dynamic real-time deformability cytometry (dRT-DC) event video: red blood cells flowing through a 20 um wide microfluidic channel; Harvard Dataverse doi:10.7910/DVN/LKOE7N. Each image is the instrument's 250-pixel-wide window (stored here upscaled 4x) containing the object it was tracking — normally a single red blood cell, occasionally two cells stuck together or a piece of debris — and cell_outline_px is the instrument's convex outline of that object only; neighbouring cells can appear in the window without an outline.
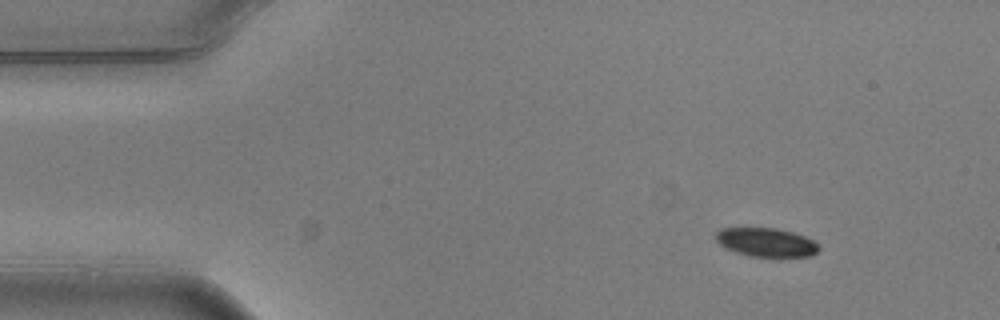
{"species": "common noctule bat (a hibernating species)", "species_latin": "Nyctalus noctula", "temperature_condition": "warm", "stored_images_in_passage": 6, "camera_frame_rate_fps": 3000, "um_per_image_px": 0.085, "animal": {"sex": "male", "body_mass_g": 20.5, "forearm_length_mm": 52.5}, "frame": {"image": 1, "passage_image": 1, "time_ms": 0.0, "image_size_px": [1000, 320], "cell_outline_px": [[820, 248], [812, 256], [752, 256], [736, 252], [724, 248], [716, 240], [716, 232], [720, 228], [776, 228], [792, 232], [804, 236], [812, 240]], "centroid_in_image_um": [65.1, 20.59], "position_along_channel_um": 19.9, "area_um2": 17.05}}
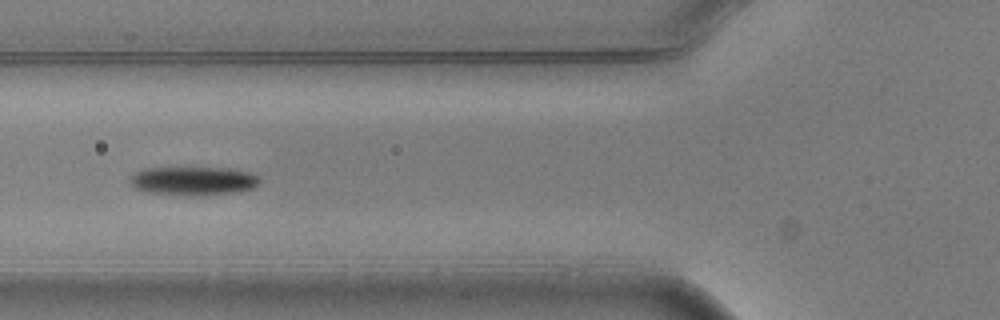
{"frame": {"image": 2, "passage_image": 5, "time_ms": 1.333, "image_size_px": [1000, 320], "cell_outline_px": [[260, 184], [252, 188], [240, 192], [144, 192], [136, 188], [128, 180], [128, 176], [144, 168], [228, 168], [252, 172], [260, 176]], "centroid_in_image_um": [16.46, 15.31], "position_along_channel_um": 109.3, "area_um2": 20.63}}
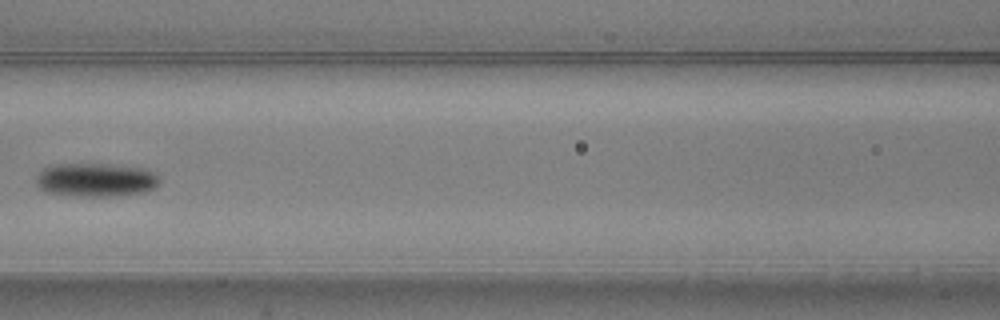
{"frame": {"image": 3, "passage_image": 6, "time_ms": 1.667, "image_size_px": [1000, 320], "cell_outline_px": [[160, 184], [156, 188], [144, 192], [108, 196], [80, 196], [44, 192], [36, 184], [36, 176], [44, 168], [52, 164], [108, 164], [144, 168], [156, 172], [160, 180]], "centroid_in_image_um": [8.17, 15.28], "position_along_channel_um": 158.4, "area_um2": 24.39}}